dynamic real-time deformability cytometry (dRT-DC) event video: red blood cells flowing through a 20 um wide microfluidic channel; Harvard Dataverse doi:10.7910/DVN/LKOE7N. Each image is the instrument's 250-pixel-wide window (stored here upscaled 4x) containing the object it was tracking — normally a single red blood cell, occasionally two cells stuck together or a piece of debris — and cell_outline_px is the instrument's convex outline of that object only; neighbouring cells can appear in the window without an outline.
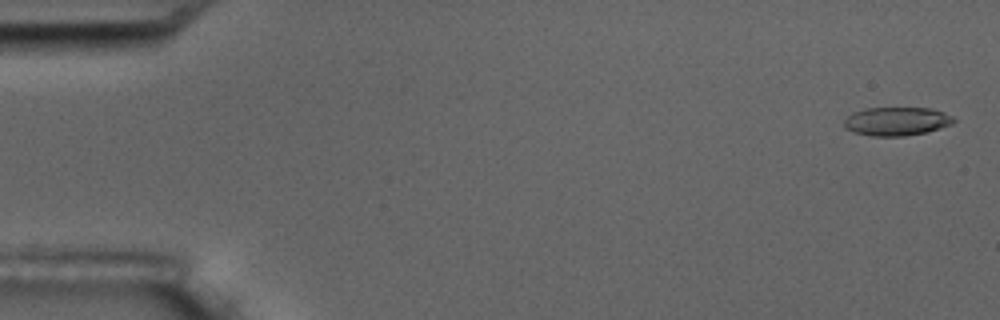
{"species": "common noctule bat (a hibernating species)", "species_latin": "Nyctalus noctula", "temperature_condition": "room temperature", "stored_images_in_passage": 17, "camera_frame_rate_fps": 3000, "um_per_image_px": 0.085, "animal": {"sex": "male", "body_mass_g": 17.5, "forearm_length_mm": 52.3}, "frame": {"image": 1, "passage_image": 1, "time_ms": 0.0, "image_size_px": [1000, 320], "cell_outline_px": [[956, 120], [952, 124], [928, 132], [904, 136], [872, 136], [852, 132], [844, 128], [844, 120], [848, 116], [864, 108], [932, 108], [944, 112], [952, 116]], "centroid_in_image_um": [76.23, 10.32], "position_along_channel_um": 8.8, "area_um2": 18.32}}
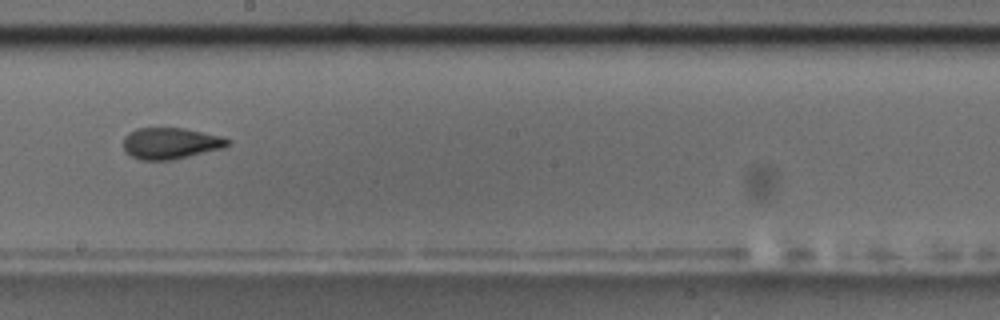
{"frame": {"image": 2, "passage_image": 10, "time_ms": 10.333, "image_size_px": [1000, 320], "cell_outline_px": [[228, 144], [224, 148], [172, 160], [140, 160], [124, 152], [124, 136], [128, 132], [136, 128], [184, 128], [220, 136], [228, 140]], "centroid_in_image_um": [14.45, 12.18], "position_along_channel_um": 233.8, "area_um2": 19.02}, "authors_computed_cell_mechanics": {"area_um2": 19.1318, "velocity_mm_per_s": 3.5178, "shape_relaxation_time_tau1_ms": 6.7583, "shape_relaxation_time_tau2_ms": 0.9504, "deformation_change_tau1": 0.1539, "deformation_change_tau2": 0.0482}}